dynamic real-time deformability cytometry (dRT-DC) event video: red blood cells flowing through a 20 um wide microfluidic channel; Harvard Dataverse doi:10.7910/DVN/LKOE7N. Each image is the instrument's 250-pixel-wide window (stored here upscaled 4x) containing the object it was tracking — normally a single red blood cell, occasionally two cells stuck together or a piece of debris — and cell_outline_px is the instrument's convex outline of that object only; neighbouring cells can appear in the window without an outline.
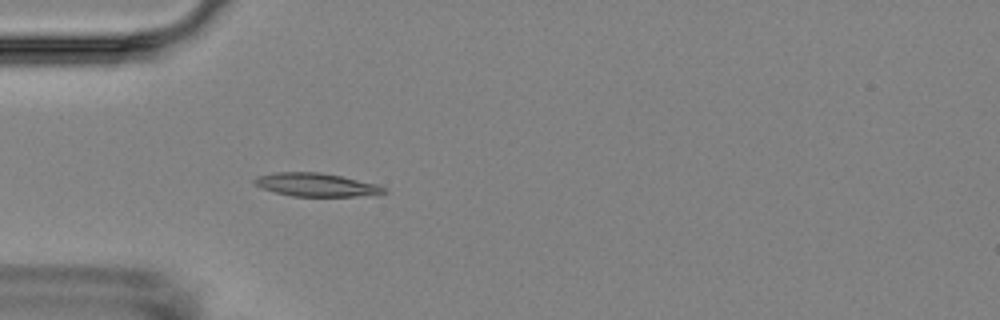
{"species": "Egyptian fruit bat (a non-hibernating species)", "species_latin": "Rousettus aegyptiacus", "temperature_condition": "room temperature", "stored_images_in_passage": 3, "camera_frame_rate_fps": 3000, "um_per_image_px": 0.085, "animal": {"sex": "female"}, "frame": {"image": 1, "passage_image": 3, "time_ms": 3.333, "image_size_px": [1000, 320], "cell_outline_px": [[388, 192], [380, 196], [292, 196], [276, 192], [252, 184], [252, 180], [256, 176], [272, 172], [320, 172], [340, 176], [376, 184], [388, 188]], "centroid_in_image_um": [26.92, 15.71], "position_along_channel_um": 58.1, "area_um2": 17.86}}